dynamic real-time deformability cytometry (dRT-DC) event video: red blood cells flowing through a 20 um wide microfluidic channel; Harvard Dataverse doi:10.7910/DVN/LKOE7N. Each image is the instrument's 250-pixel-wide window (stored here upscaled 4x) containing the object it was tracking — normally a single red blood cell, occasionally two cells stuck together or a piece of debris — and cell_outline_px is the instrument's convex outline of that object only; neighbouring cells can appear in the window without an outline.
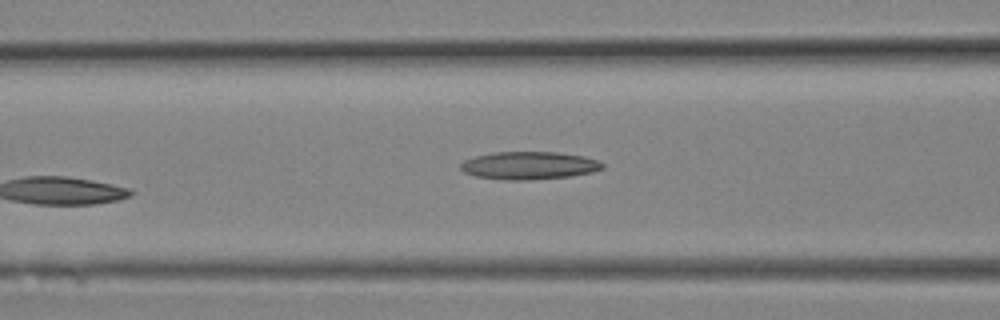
{"species": "Egyptian fruit bat (a non-hibernating species)", "species_latin": "Rousettus aegyptiacus", "temperature_condition": "room temperature", "stored_images_in_passage": 8, "camera_frame_rate_fps": 3000, "um_per_image_px": 0.085, "animal": {"sex": "female"}, "frame": {"image": 1, "passage_image": 8, "time_ms": 2.333, "image_size_px": [1000, 320], "cell_outline_px": [[604, 168], [592, 172], [568, 176], [528, 180], [508, 180], [476, 176], [464, 172], [460, 168], [460, 164], [464, 160], [476, 156], [492, 152], [556, 152], [584, 156], [596, 160], [604, 164]], "centroid_in_image_um": [44.96, 14.06], "position_along_channel_um": 121.6, "area_um2": 22.83}}